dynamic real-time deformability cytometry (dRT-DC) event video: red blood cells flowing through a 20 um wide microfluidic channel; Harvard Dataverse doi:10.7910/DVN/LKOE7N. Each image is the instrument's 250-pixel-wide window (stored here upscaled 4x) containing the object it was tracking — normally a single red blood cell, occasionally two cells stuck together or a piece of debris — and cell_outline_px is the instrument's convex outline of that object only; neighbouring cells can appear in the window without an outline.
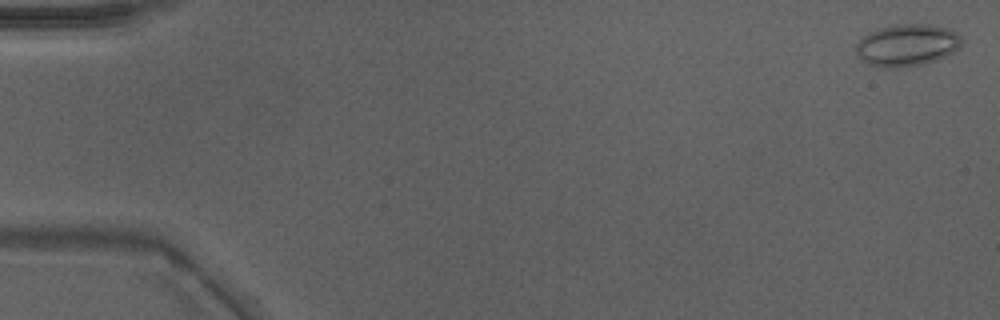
{"species": "Egyptian fruit bat (a non-hibernating species)", "species_latin": "Rousettus aegyptiacus", "temperature_condition": "warm", "stored_images_in_passage": 11, "camera_frame_rate_fps": 3000, "um_per_image_px": 0.085, "animal": {"sex": "male"}, "frame": {"image": 1, "passage_image": 1, "time_ms": 0.0, "image_size_px": [1000, 320], "cell_outline_px": [[964, 40], [960, 48], [936, 60], [924, 64], [896, 68], [876, 68], [868, 64], [856, 52], [856, 44], [864, 36], [880, 28], [896, 24], [928, 24], [948, 28], [956, 32]], "centroid_in_image_um": [77.13, 3.85], "position_along_channel_um": 7.9, "area_um2": 25.89}}